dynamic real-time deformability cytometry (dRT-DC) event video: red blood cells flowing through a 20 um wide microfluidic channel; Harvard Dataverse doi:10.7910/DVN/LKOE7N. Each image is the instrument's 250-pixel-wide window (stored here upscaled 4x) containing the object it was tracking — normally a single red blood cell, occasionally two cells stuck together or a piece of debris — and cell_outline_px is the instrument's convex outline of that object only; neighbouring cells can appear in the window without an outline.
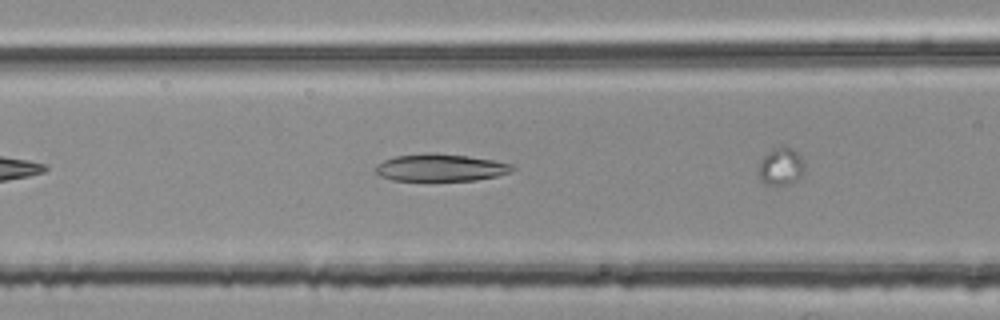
{"species": "common noctule bat (a hibernating species)", "species_latin": "Nyctalus noctula", "temperature_condition": "room temperature", "stored_images_in_passage": 6, "camera_frame_rate_fps": 3000, "um_per_image_px": 0.085, "animal": {"sex": "female", "body_mass_g": 25.1}, "frame": {"image": 1, "passage_image": 6, "time_ms": 1.667, "image_size_px": [1000, 320], "cell_outline_px": [[516, 168], [512, 172], [496, 176], [476, 180], [392, 180], [380, 176], [376, 172], [376, 164], [384, 160], [396, 156], [428, 152], [468, 156], [492, 160], [512, 164]], "centroid_in_image_um": [37.46, 14.24], "position_along_channel_um": 129.1, "area_um2": 21.68}}